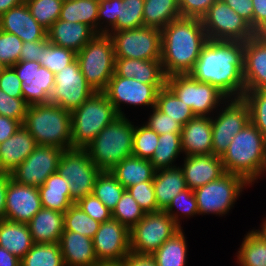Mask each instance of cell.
<instances>
[{"instance_id": "obj_1", "label": "cell", "mask_w": 266, "mask_h": 266, "mask_svg": "<svg viewBox=\"0 0 266 266\" xmlns=\"http://www.w3.org/2000/svg\"><path fill=\"white\" fill-rule=\"evenodd\" d=\"M244 42L208 40L188 73L199 82L215 86L227 98L243 97Z\"/></svg>"}, {"instance_id": "obj_2", "label": "cell", "mask_w": 266, "mask_h": 266, "mask_svg": "<svg viewBox=\"0 0 266 266\" xmlns=\"http://www.w3.org/2000/svg\"><path fill=\"white\" fill-rule=\"evenodd\" d=\"M208 41L201 19L180 17L161 30V63L165 75L188 74Z\"/></svg>"}, {"instance_id": "obj_3", "label": "cell", "mask_w": 266, "mask_h": 266, "mask_svg": "<svg viewBox=\"0 0 266 266\" xmlns=\"http://www.w3.org/2000/svg\"><path fill=\"white\" fill-rule=\"evenodd\" d=\"M221 159L225 172L239 175L252 185L266 168V138L249 122L233 137Z\"/></svg>"}, {"instance_id": "obj_4", "label": "cell", "mask_w": 266, "mask_h": 266, "mask_svg": "<svg viewBox=\"0 0 266 266\" xmlns=\"http://www.w3.org/2000/svg\"><path fill=\"white\" fill-rule=\"evenodd\" d=\"M23 126L37 145L72 148L71 112L52 103L29 105Z\"/></svg>"}, {"instance_id": "obj_5", "label": "cell", "mask_w": 266, "mask_h": 266, "mask_svg": "<svg viewBox=\"0 0 266 266\" xmlns=\"http://www.w3.org/2000/svg\"><path fill=\"white\" fill-rule=\"evenodd\" d=\"M134 128L126 116H118L84 148L100 171H111L133 156Z\"/></svg>"}, {"instance_id": "obj_6", "label": "cell", "mask_w": 266, "mask_h": 266, "mask_svg": "<svg viewBox=\"0 0 266 266\" xmlns=\"http://www.w3.org/2000/svg\"><path fill=\"white\" fill-rule=\"evenodd\" d=\"M119 115L103 92H95L71 112L72 148L84 149Z\"/></svg>"}, {"instance_id": "obj_7", "label": "cell", "mask_w": 266, "mask_h": 266, "mask_svg": "<svg viewBox=\"0 0 266 266\" xmlns=\"http://www.w3.org/2000/svg\"><path fill=\"white\" fill-rule=\"evenodd\" d=\"M76 59L86 82L103 92L114 74L115 52L112 37L96 34L77 54Z\"/></svg>"}, {"instance_id": "obj_8", "label": "cell", "mask_w": 266, "mask_h": 266, "mask_svg": "<svg viewBox=\"0 0 266 266\" xmlns=\"http://www.w3.org/2000/svg\"><path fill=\"white\" fill-rule=\"evenodd\" d=\"M251 186L243 177L225 172L215 181L193 190L200 215L227 214L244 187Z\"/></svg>"}, {"instance_id": "obj_9", "label": "cell", "mask_w": 266, "mask_h": 266, "mask_svg": "<svg viewBox=\"0 0 266 266\" xmlns=\"http://www.w3.org/2000/svg\"><path fill=\"white\" fill-rule=\"evenodd\" d=\"M166 86L191 108L195 116L208 117L227 99L215 86L206 82H199L189 74L168 76Z\"/></svg>"}, {"instance_id": "obj_10", "label": "cell", "mask_w": 266, "mask_h": 266, "mask_svg": "<svg viewBox=\"0 0 266 266\" xmlns=\"http://www.w3.org/2000/svg\"><path fill=\"white\" fill-rule=\"evenodd\" d=\"M181 229L164 210L145 213L130 230V250L136 254L152 255Z\"/></svg>"}, {"instance_id": "obj_11", "label": "cell", "mask_w": 266, "mask_h": 266, "mask_svg": "<svg viewBox=\"0 0 266 266\" xmlns=\"http://www.w3.org/2000/svg\"><path fill=\"white\" fill-rule=\"evenodd\" d=\"M201 21L208 40L246 42L256 35L250 24L223 0H216Z\"/></svg>"}, {"instance_id": "obj_12", "label": "cell", "mask_w": 266, "mask_h": 266, "mask_svg": "<svg viewBox=\"0 0 266 266\" xmlns=\"http://www.w3.org/2000/svg\"><path fill=\"white\" fill-rule=\"evenodd\" d=\"M57 172L67 179L71 199L76 203L92 193L95 179L101 171L85 149L73 148L64 150Z\"/></svg>"}, {"instance_id": "obj_13", "label": "cell", "mask_w": 266, "mask_h": 266, "mask_svg": "<svg viewBox=\"0 0 266 266\" xmlns=\"http://www.w3.org/2000/svg\"><path fill=\"white\" fill-rule=\"evenodd\" d=\"M113 40L115 58L138 60H161V30L141 27L114 31Z\"/></svg>"}, {"instance_id": "obj_14", "label": "cell", "mask_w": 266, "mask_h": 266, "mask_svg": "<svg viewBox=\"0 0 266 266\" xmlns=\"http://www.w3.org/2000/svg\"><path fill=\"white\" fill-rule=\"evenodd\" d=\"M224 102L226 107L220 109L216 118L211 116L212 154L219 157L227 151L233 137L250 122L249 107L243 97L227 98Z\"/></svg>"}, {"instance_id": "obj_15", "label": "cell", "mask_w": 266, "mask_h": 266, "mask_svg": "<svg viewBox=\"0 0 266 266\" xmlns=\"http://www.w3.org/2000/svg\"><path fill=\"white\" fill-rule=\"evenodd\" d=\"M96 91L86 82L79 63L75 59L54 75V87L49 103L72 112L80 107Z\"/></svg>"}, {"instance_id": "obj_16", "label": "cell", "mask_w": 266, "mask_h": 266, "mask_svg": "<svg viewBox=\"0 0 266 266\" xmlns=\"http://www.w3.org/2000/svg\"><path fill=\"white\" fill-rule=\"evenodd\" d=\"M166 84H146L134 78L120 77L115 74L108 82L103 93L108 97L119 116H125L121 104L155 107L157 95Z\"/></svg>"}, {"instance_id": "obj_17", "label": "cell", "mask_w": 266, "mask_h": 266, "mask_svg": "<svg viewBox=\"0 0 266 266\" xmlns=\"http://www.w3.org/2000/svg\"><path fill=\"white\" fill-rule=\"evenodd\" d=\"M63 149L37 145L33 152L11 172V177L19 184L39 188L45 180L57 172Z\"/></svg>"}, {"instance_id": "obj_18", "label": "cell", "mask_w": 266, "mask_h": 266, "mask_svg": "<svg viewBox=\"0 0 266 266\" xmlns=\"http://www.w3.org/2000/svg\"><path fill=\"white\" fill-rule=\"evenodd\" d=\"M93 246L99 263H121L131 251L130 230L111 218L100 224Z\"/></svg>"}, {"instance_id": "obj_19", "label": "cell", "mask_w": 266, "mask_h": 266, "mask_svg": "<svg viewBox=\"0 0 266 266\" xmlns=\"http://www.w3.org/2000/svg\"><path fill=\"white\" fill-rule=\"evenodd\" d=\"M12 67L22 82L23 99L28 105L49 103L54 87V73L36 61H19Z\"/></svg>"}, {"instance_id": "obj_20", "label": "cell", "mask_w": 266, "mask_h": 266, "mask_svg": "<svg viewBox=\"0 0 266 266\" xmlns=\"http://www.w3.org/2000/svg\"><path fill=\"white\" fill-rule=\"evenodd\" d=\"M41 208L37 187L19 184L12 178L9 180L6 190L5 220L28 223Z\"/></svg>"}, {"instance_id": "obj_21", "label": "cell", "mask_w": 266, "mask_h": 266, "mask_svg": "<svg viewBox=\"0 0 266 266\" xmlns=\"http://www.w3.org/2000/svg\"><path fill=\"white\" fill-rule=\"evenodd\" d=\"M243 78L245 91L266 90V34L244 42Z\"/></svg>"}, {"instance_id": "obj_22", "label": "cell", "mask_w": 266, "mask_h": 266, "mask_svg": "<svg viewBox=\"0 0 266 266\" xmlns=\"http://www.w3.org/2000/svg\"><path fill=\"white\" fill-rule=\"evenodd\" d=\"M0 30L18 36L23 43L47 38V29L34 19L25 2L0 17Z\"/></svg>"}, {"instance_id": "obj_23", "label": "cell", "mask_w": 266, "mask_h": 266, "mask_svg": "<svg viewBox=\"0 0 266 266\" xmlns=\"http://www.w3.org/2000/svg\"><path fill=\"white\" fill-rule=\"evenodd\" d=\"M181 169L186 186L191 190L215 181L225 173L221 157L214 154L185 156Z\"/></svg>"}, {"instance_id": "obj_24", "label": "cell", "mask_w": 266, "mask_h": 266, "mask_svg": "<svg viewBox=\"0 0 266 266\" xmlns=\"http://www.w3.org/2000/svg\"><path fill=\"white\" fill-rule=\"evenodd\" d=\"M180 135L186 156L212 154L211 116H194L182 126Z\"/></svg>"}, {"instance_id": "obj_25", "label": "cell", "mask_w": 266, "mask_h": 266, "mask_svg": "<svg viewBox=\"0 0 266 266\" xmlns=\"http://www.w3.org/2000/svg\"><path fill=\"white\" fill-rule=\"evenodd\" d=\"M96 34L90 26L84 23H72L61 19L47 29V38L50 43L70 49L76 54Z\"/></svg>"}, {"instance_id": "obj_26", "label": "cell", "mask_w": 266, "mask_h": 266, "mask_svg": "<svg viewBox=\"0 0 266 266\" xmlns=\"http://www.w3.org/2000/svg\"><path fill=\"white\" fill-rule=\"evenodd\" d=\"M36 147L34 137L21 125L10 138L0 144V172L11 173Z\"/></svg>"}, {"instance_id": "obj_27", "label": "cell", "mask_w": 266, "mask_h": 266, "mask_svg": "<svg viewBox=\"0 0 266 266\" xmlns=\"http://www.w3.org/2000/svg\"><path fill=\"white\" fill-rule=\"evenodd\" d=\"M59 245L65 266H98L93 239L78 232L63 231Z\"/></svg>"}, {"instance_id": "obj_28", "label": "cell", "mask_w": 266, "mask_h": 266, "mask_svg": "<svg viewBox=\"0 0 266 266\" xmlns=\"http://www.w3.org/2000/svg\"><path fill=\"white\" fill-rule=\"evenodd\" d=\"M114 74L146 84H166L161 60L115 58Z\"/></svg>"}, {"instance_id": "obj_29", "label": "cell", "mask_w": 266, "mask_h": 266, "mask_svg": "<svg viewBox=\"0 0 266 266\" xmlns=\"http://www.w3.org/2000/svg\"><path fill=\"white\" fill-rule=\"evenodd\" d=\"M27 224L34 243H59L64 213L42 207Z\"/></svg>"}, {"instance_id": "obj_30", "label": "cell", "mask_w": 266, "mask_h": 266, "mask_svg": "<svg viewBox=\"0 0 266 266\" xmlns=\"http://www.w3.org/2000/svg\"><path fill=\"white\" fill-rule=\"evenodd\" d=\"M153 185L160 210H165L177 194L187 189L181 166L156 170Z\"/></svg>"}, {"instance_id": "obj_31", "label": "cell", "mask_w": 266, "mask_h": 266, "mask_svg": "<svg viewBox=\"0 0 266 266\" xmlns=\"http://www.w3.org/2000/svg\"><path fill=\"white\" fill-rule=\"evenodd\" d=\"M33 245L27 223L0 219V247L21 260Z\"/></svg>"}, {"instance_id": "obj_32", "label": "cell", "mask_w": 266, "mask_h": 266, "mask_svg": "<svg viewBox=\"0 0 266 266\" xmlns=\"http://www.w3.org/2000/svg\"><path fill=\"white\" fill-rule=\"evenodd\" d=\"M38 189L43 208L65 213L75 203L71 199L67 179L58 172L51 174Z\"/></svg>"}, {"instance_id": "obj_33", "label": "cell", "mask_w": 266, "mask_h": 266, "mask_svg": "<svg viewBox=\"0 0 266 266\" xmlns=\"http://www.w3.org/2000/svg\"><path fill=\"white\" fill-rule=\"evenodd\" d=\"M110 172L127 189L139 183L153 181L156 169L150 160L131 156L123 159Z\"/></svg>"}, {"instance_id": "obj_34", "label": "cell", "mask_w": 266, "mask_h": 266, "mask_svg": "<svg viewBox=\"0 0 266 266\" xmlns=\"http://www.w3.org/2000/svg\"><path fill=\"white\" fill-rule=\"evenodd\" d=\"M180 17L178 0H144V27L162 30L171 21Z\"/></svg>"}, {"instance_id": "obj_35", "label": "cell", "mask_w": 266, "mask_h": 266, "mask_svg": "<svg viewBox=\"0 0 266 266\" xmlns=\"http://www.w3.org/2000/svg\"><path fill=\"white\" fill-rule=\"evenodd\" d=\"M99 0L64 1L59 19L72 23H84L98 34Z\"/></svg>"}, {"instance_id": "obj_36", "label": "cell", "mask_w": 266, "mask_h": 266, "mask_svg": "<svg viewBox=\"0 0 266 266\" xmlns=\"http://www.w3.org/2000/svg\"><path fill=\"white\" fill-rule=\"evenodd\" d=\"M187 242L183 229L166 240L153 254L157 266H185Z\"/></svg>"}, {"instance_id": "obj_37", "label": "cell", "mask_w": 266, "mask_h": 266, "mask_svg": "<svg viewBox=\"0 0 266 266\" xmlns=\"http://www.w3.org/2000/svg\"><path fill=\"white\" fill-rule=\"evenodd\" d=\"M181 152L183 153L180 133L159 135L158 145L150 163L156 170L175 167L174 160Z\"/></svg>"}, {"instance_id": "obj_38", "label": "cell", "mask_w": 266, "mask_h": 266, "mask_svg": "<svg viewBox=\"0 0 266 266\" xmlns=\"http://www.w3.org/2000/svg\"><path fill=\"white\" fill-rule=\"evenodd\" d=\"M20 266H65L59 243H34Z\"/></svg>"}, {"instance_id": "obj_39", "label": "cell", "mask_w": 266, "mask_h": 266, "mask_svg": "<svg viewBox=\"0 0 266 266\" xmlns=\"http://www.w3.org/2000/svg\"><path fill=\"white\" fill-rule=\"evenodd\" d=\"M125 190L110 171H101L95 179L92 194L113 212Z\"/></svg>"}, {"instance_id": "obj_40", "label": "cell", "mask_w": 266, "mask_h": 266, "mask_svg": "<svg viewBox=\"0 0 266 266\" xmlns=\"http://www.w3.org/2000/svg\"><path fill=\"white\" fill-rule=\"evenodd\" d=\"M155 107L182 126L195 116L191 108L182 102L167 86L159 90Z\"/></svg>"}, {"instance_id": "obj_41", "label": "cell", "mask_w": 266, "mask_h": 266, "mask_svg": "<svg viewBox=\"0 0 266 266\" xmlns=\"http://www.w3.org/2000/svg\"><path fill=\"white\" fill-rule=\"evenodd\" d=\"M143 7L144 0H119L117 23L106 34L144 27Z\"/></svg>"}, {"instance_id": "obj_42", "label": "cell", "mask_w": 266, "mask_h": 266, "mask_svg": "<svg viewBox=\"0 0 266 266\" xmlns=\"http://www.w3.org/2000/svg\"><path fill=\"white\" fill-rule=\"evenodd\" d=\"M100 222L87 215L76 203L64 213V231L78 232L93 239L98 231Z\"/></svg>"}, {"instance_id": "obj_43", "label": "cell", "mask_w": 266, "mask_h": 266, "mask_svg": "<svg viewBox=\"0 0 266 266\" xmlns=\"http://www.w3.org/2000/svg\"><path fill=\"white\" fill-rule=\"evenodd\" d=\"M237 255L240 266H266V244L252 231L243 238Z\"/></svg>"}, {"instance_id": "obj_44", "label": "cell", "mask_w": 266, "mask_h": 266, "mask_svg": "<svg viewBox=\"0 0 266 266\" xmlns=\"http://www.w3.org/2000/svg\"><path fill=\"white\" fill-rule=\"evenodd\" d=\"M31 15L45 29L60 17L63 0H24Z\"/></svg>"}, {"instance_id": "obj_45", "label": "cell", "mask_w": 266, "mask_h": 266, "mask_svg": "<svg viewBox=\"0 0 266 266\" xmlns=\"http://www.w3.org/2000/svg\"><path fill=\"white\" fill-rule=\"evenodd\" d=\"M145 215V211L138 205L130 193L125 190L112 212V218L131 230Z\"/></svg>"}, {"instance_id": "obj_46", "label": "cell", "mask_w": 266, "mask_h": 266, "mask_svg": "<svg viewBox=\"0 0 266 266\" xmlns=\"http://www.w3.org/2000/svg\"><path fill=\"white\" fill-rule=\"evenodd\" d=\"M75 59L74 51L48 42L43 47L41 59L38 62L55 75Z\"/></svg>"}, {"instance_id": "obj_47", "label": "cell", "mask_w": 266, "mask_h": 266, "mask_svg": "<svg viewBox=\"0 0 266 266\" xmlns=\"http://www.w3.org/2000/svg\"><path fill=\"white\" fill-rule=\"evenodd\" d=\"M159 135L147 125L136 126L133 134V156L151 160L158 145Z\"/></svg>"}, {"instance_id": "obj_48", "label": "cell", "mask_w": 266, "mask_h": 266, "mask_svg": "<svg viewBox=\"0 0 266 266\" xmlns=\"http://www.w3.org/2000/svg\"><path fill=\"white\" fill-rule=\"evenodd\" d=\"M250 111V122L266 138V90L245 91L243 95Z\"/></svg>"}, {"instance_id": "obj_49", "label": "cell", "mask_w": 266, "mask_h": 266, "mask_svg": "<svg viewBox=\"0 0 266 266\" xmlns=\"http://www.w3.org/2000/svg\"><path fill=\"white\" fill-rule=\"evenodd\" d=\"M177 207V208H175ZM173 209H179L176 212ZM180 227V218L182 214L185 215V217L194 216L196 214H199L198 208H197V202L196 197L194 195L193 190L187 188L177 194L171 201V203L168 205V207L164 210ZM177 213H180L178 215ZM179 218V219H178Z\"/></svg>"}, {"instance_id": "obj_50", "label": "cell", "mask_w": 266, "mask_h": 266, "mask_svg": "<svg viewBox=\"0 0 266 266\" xmlns=\"http://www.w3.org/2000/svg\"><path fill=\"white\" fill-rule=\"evenodd\" d=\"M23 41L16 35L0 30V60L8 67L19 62Z\"/></svg>"}, {"instance_id": "obj_51", "label": "cell", "mask_w": 266, "mask_h": 266, "mask_svg": "<svg viewBox=\"0 0 266 266\" xmlns=\"http://www.w3.org/2000/svg\"><path fill=\"white\" fill-rule=\"evenodd\" d=\"M126 190L145 211V213L156 212L160 210L156 204L153 181L139 183L128 187Z\"/></svg>"}, {"instance_id": "obj_52", "label": "cell", "mask_w": 266, "mask_h": 266, "mask_svg": "<svg viewBox=\"0 0 266 266\" xmlns=\"http://www.w3.org/2000/svg\"><path fill=\"white\" fill-rule=\"evenodd\" d=\"M28 104L23 98H13L0 89V115L24 123Z\"/></svg>"}, {"instance_id": "obj_53", "label": "cell", "mask_w": 266, "mask_h": 266, "mask_svg": "<svg viewBox=\"0 0 266 266\" xmlns=\"http://www.w3.org/2000/svg\"><path fill=\"white\" fill-rule=\"evenodd\" d=\"M76 204L87 215L100 223L112 218V212L92 193L79 199Z\"/></svg>"}, {"instance_id": "obj_54", "label": "cell", "mask_w": 266, "mask_h": 266, "mask_svg": "<svg viewBox=\"0 0 266 266\" xmlns=\"http://www.w3.org/2000/svg\"><path fill=\"white\" fill-rule=\"evenodd\" d=\"M153 109V114L150 115L148 121L144 123L150 129L155 131L158 135H163L165 133H181L182 125L177 121L168 117V115L159 111L156 107Z\"/></svg>"}, {"instance_id": "obj_55", "label": "cell", "mask_w": 266, "mask_h": 266, "mask_svg": "<svg viewBox=\"0 0 266 266\" xmlns=\"http://www.w3.org/2000/svg\"><path fill=\"white\" fill-rule=\"evenodd\" d=\"M118 14L119 0H99L98 34L107 33L117 23ZM104 22L107 23L105 27L102 25Z\"/></svg>"}, {"instance_id": "obj_56", "label": "cell", "mask_w": 266, "mask_h": 266, "mask_svg": "<svg viewBox=\"0 0 266 266\" xmlns=\"http://www.w3.org/2000/svg\"><path fill=\"white\" fill-rule=\"evenodd\" d=\"M22 82L12 66L6 67L0 73V89L13 98H23Z\"/></svg>"}, {"instance_id": "obj_57", "label": "cell", "mask_w": 266, "mask_h": 266, "mask_svg": "<svg viewBox=\"0 0 266 266\" xmlns=\"http://www.w3.org/2000/svg\"><path fill=\"white\" fill-rule=\"evenodd\" d=\"M216 0H178L181 17L201 19Z\"/></svg>"}, {"instance_id": "obj_58", "label": "cell", "mask_w": 266, "mask_h": 266, "mask_svg": "<svg viewBox=\"0 0 266 266\" xmlns=\"http://www.w3.org/2000/svg\"><path fill=\"white\" fill-rule=\"evenodd\" d=\"M48 38L40 41L25 42L20 52L19 61H36L41 59L43 47L48 43Z\"/></svg>"}, {"instance_id": "obj_59", "label": "cell", "mask_w": 266, "mask_h": 266, "mask_svg": "<svg viewBox=\"0 0 266 266\" xmlns=\"http://www.w3.org/2000/svg\"><path fill=\"white\" fill-rule=\"evenodd\" d=\"M253 30L256 34H266V0H252Z\"/></svg>"}, {"instance_id": "obj_60", "label": "cell", "mask_w": 266, "mask_h": 266, "mask_svg": "<svg viewBox=\"0 0 266 266\" xmlns=\"http://www.w3.org/2000/svg\"><path fill=\"white\" fill-rule=\"evenodd\" d=\"M229 7L246 20L253 29L252 0H223Z\"/></svg>"}, {"instance_id": "obj_61", "label": "cell", "mask_w": 266, "mask_h": 266, "mask_svg": "<svg viewBox=\"0 0 266 266\" xmlns=\"http://www.w3.org/2000/svg\"><path fill=\"white\" fill-rule=\"evenodd\" d=\"M124 266H157V263L152 255L136 254L129 252V254L121 261Z\"/></svg>"}, {"instance_id": "obj_62", "label": "cell", "mask_w": 266, "mask_h": 266, "mask_svg": "<svg viewBox=\"0 0 266 266\" xmlns=\"http://www.w3.org/2000/svg\"><path fill=\"white\" fill-rule=\"evenodd\" d=\"M21 125L18 120L0 115V144L10 138Z\"/></svg>"}, {"instance_id": "obj_63", "label": "cell", "mask_w": 266, "mask_h": 266, "mask_svg": "<svg viewBox=\"0 0 266 266\" xmlns=\"http://www.w3.org/2000/svg\"><path fill=\"white\" fill-rule=\"evenodd\" d=\"M11 173L0 172V219H4L6 205V190L11 179Z\"/></svg>"}, {"instance_id": "obj_64", "label": "cell", "mask_w": 266, "mask_h": 266, "mask_svg": "<svg viewBox=\"0 0 266 266\" xmlns=\"http://www.w3.org/2000/svg\"><path fill=\"white\" fill-rule=\"evenodd\" d=\"M20 259L0 247V266H20Z\"/></svg>"}, {"instance_id": "obj_65", "label": "cell", "mask_w": 266, "mask_h": 266, "mask_svg": "<svg viewBox=\"0 0 266 266\" xmlns=\"http://www.w3.org/2000/svg\"><path fill=\"white\" fill-rule=\"evenodd\" d=\"M24 0H0V17L9 9L19 6Z\"/></svg>"}, {"instance_id": "obj_66", "label": "cell", "mask_w": 266, "mask_h": 266, "mask_svg": "<svg viewBox=\"0 0 266 266\" xmlns=\"http://www.w3.org/2000/svg\"><path fill=\"white\" fill-rule=\"evenodd\" d=\"M251 231L266 244V218L261 226V229H253Z\"/></svg>"}, {"instance_id": "obj_67", "label": "cell", "mask_w": 266, "mask_h": 266, "mask_svg": "<svg viewBox=\"0 0 266 266\" xmlns=\"http://www.w3.org/2000/svg\"><path fill=\"white\" fill-rule=\"evenodd\" d=\"M98 266H124L122 263H100Z\"/></svg>"}, {"instance_id": "obj_68", "label": "cell", "mask_w": 266, "mask_h": 266, "mask_svg": "<svg viewBox=\"0 0 266 266\" xmlns=\"http://www.w3.org/2000/svg\"><path fill=\"white\" fill-rule=\"evenodd\" d=\"M7 66L0 60V73L6 68Z\"/></svg>"}]
</instances>
